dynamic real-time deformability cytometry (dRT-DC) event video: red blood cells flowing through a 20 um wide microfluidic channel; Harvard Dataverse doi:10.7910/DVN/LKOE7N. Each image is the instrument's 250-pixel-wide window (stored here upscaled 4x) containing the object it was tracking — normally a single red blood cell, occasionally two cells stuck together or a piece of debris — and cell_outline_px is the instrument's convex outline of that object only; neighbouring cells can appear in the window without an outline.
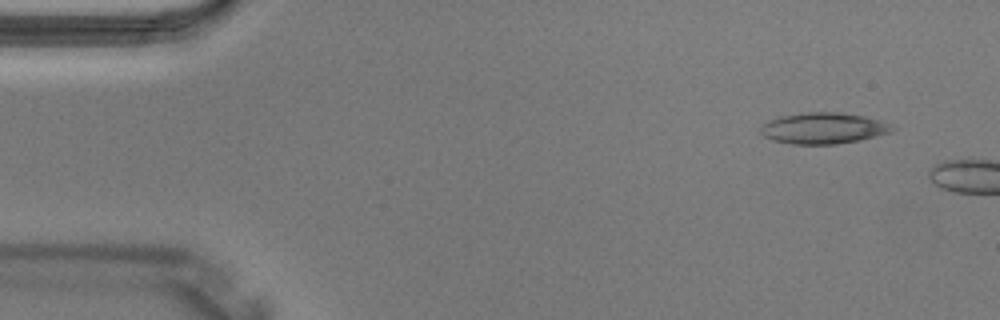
{"species": "Egyptian fruit bat (a non-hibernating species)", "species_latin": "Rousettus aegyptiacus", "temperature_condition": "warm", "stored_images_in_passage": 2, "camera_frame_rate_fps": 3000, "um_per_image_px": 0.085, "animal": {"sex": "male"}, "frame": {"image": 1, "passage_image": 1, "time_ms": 0.0, "image_size_px": [1000, 320], "cell_outline_px": [[896, 128], [892, 132], [860, 140], [836, 144], [792, 144], [772, 140], [764, 136], [760, 132], [760, 128], [768, 120], [780, 116], [808, 112], [836, 112], [864, 116], [888, 124]], "centroid_in_image_um": [69.96, 10.9], "position_along_channel_um": 15.0, "area_um2": 23.7}}